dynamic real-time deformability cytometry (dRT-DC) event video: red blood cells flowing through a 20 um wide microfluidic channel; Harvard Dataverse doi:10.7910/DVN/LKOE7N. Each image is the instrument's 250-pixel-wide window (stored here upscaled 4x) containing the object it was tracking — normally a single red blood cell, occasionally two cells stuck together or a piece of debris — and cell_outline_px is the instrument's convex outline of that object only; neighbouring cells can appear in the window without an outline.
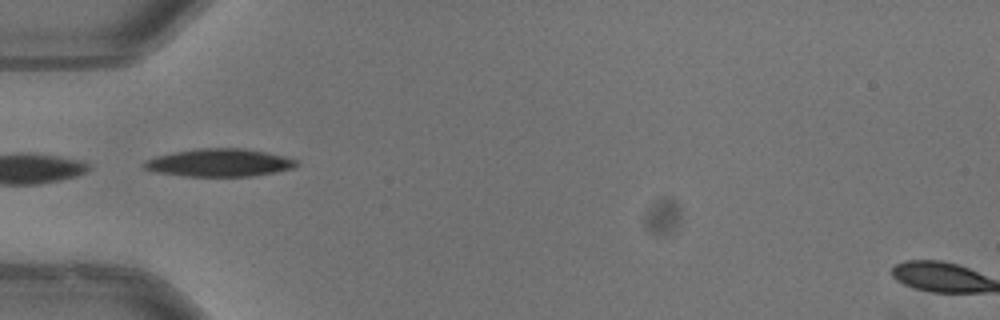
{"species": "common noctule bat (a hibernating species)", "species_latin": "Nyctalus noctula", "temperature_condition": "warm", "stored_images_in_passage": 18, "camera_frame_rate_fps": 3000, "um_per_image_px": 0.085, "animal": {"sex": "male", "body_mass_g": 13.3}, "frame": {"image": 1, "passage_image": 1, "time_ms": 0.0, "image_size_px": [1000, 320], "cell_outline_px": [[300, 164], [296, 168], [276, 172], [252, 176], [184, 176], [156, 172], [144, 168], [140, 164], [144, 160], [156, 156], [196, 148], [244, 148], [268, 152], [300, 160]], "centroid_in_image_um": [18.69, 13.82], "position_along_channel_um": 66.3, "area_um2": 25.03}}